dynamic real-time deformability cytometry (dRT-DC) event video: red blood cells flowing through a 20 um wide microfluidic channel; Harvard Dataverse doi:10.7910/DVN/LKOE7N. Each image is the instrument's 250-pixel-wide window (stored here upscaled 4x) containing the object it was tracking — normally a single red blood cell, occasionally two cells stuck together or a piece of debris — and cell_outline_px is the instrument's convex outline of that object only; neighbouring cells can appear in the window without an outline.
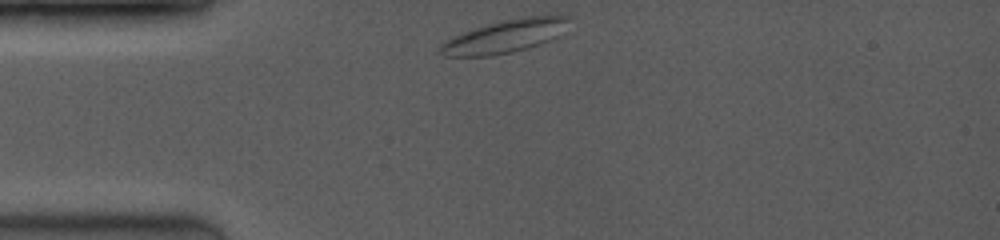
{"species": "common noctule bat (a hibernating species)", "species_latin": "Nyctalus noctula", "temperature_condition": "room temperature", "stored_images_in_passage": 26, "camera_frame_rate_fps": 3500, "um_per_image_px": 0.085, "animal": {"sex": "female", "body_mass_g": 19.0, "forearm_length_mm": 53.3}, "frame": {"image": 1, "passage_image": 1, "time_ms": 0.0, "image_size_px": [1000, 240], "cell_outline_px": [[572, 16], [556, 36], [548, 40], [512, 52], [492, 56], [444, 56], [436, 52], [440, 44], [452, 36], [500, 20], [524, 16]], "centroid_in_image_um": [42.8, 3.09], "position_along_channel_um": 42.2, "area_um2": 24.28}}
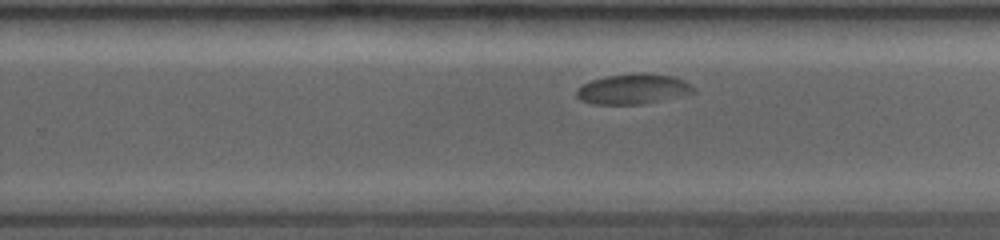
{"frame": {"image": 2, "passage_image": 17, "time_ms": 6.857, "image_size_px": [1000, 240], "cell_outline_px": [[696, 92], [640, 104], [592, 104], [580, 100], [576, 96], [576, 88], [592, 80], [608, 76], [640, 72], [644, 72], [672, 76], [684, 80], [692, 84], [696, 88]], "centroid_in_image_um": [53.81, 7.55], "position_along_channel_um": 276.0, "area_um2": 20.52}}
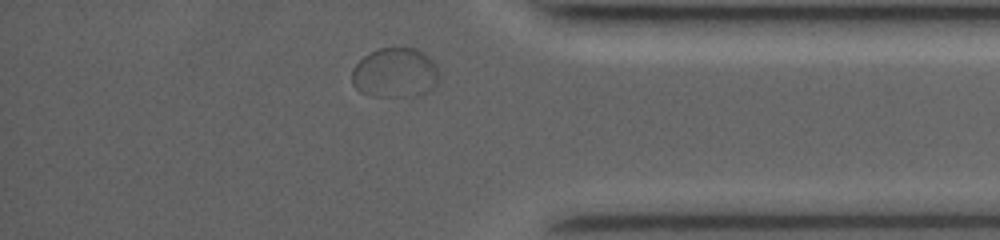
{"frame": {"image": 3, "passage_image": 24, "time_ms": 10.286, "image_size_px": [1000, 240], "cell_outline_px": [[440, 80], [432, 88], [420, 96], [372, 96], [360, 92], [352, 84], [352, 68], [364, 56], [380, 48], [416, 48], [428, 56], [436, 64], [440, 76]], "centroid_in_image_um": [33.6, 6.2], "position_along_channel_um": 401.6, "area_um2": 25.49}, "authors_computed_cell_mechanics": {"area_um2": 21.2993, "velocity_mm_per_s": 3.7738, "shape_relaxation_time_tau1_ms": 3.4015, "shape_relaxation_time_tau2_ms": null, "deformation_change_tau1": 0.1035, "deformation_change_tau2": null}}